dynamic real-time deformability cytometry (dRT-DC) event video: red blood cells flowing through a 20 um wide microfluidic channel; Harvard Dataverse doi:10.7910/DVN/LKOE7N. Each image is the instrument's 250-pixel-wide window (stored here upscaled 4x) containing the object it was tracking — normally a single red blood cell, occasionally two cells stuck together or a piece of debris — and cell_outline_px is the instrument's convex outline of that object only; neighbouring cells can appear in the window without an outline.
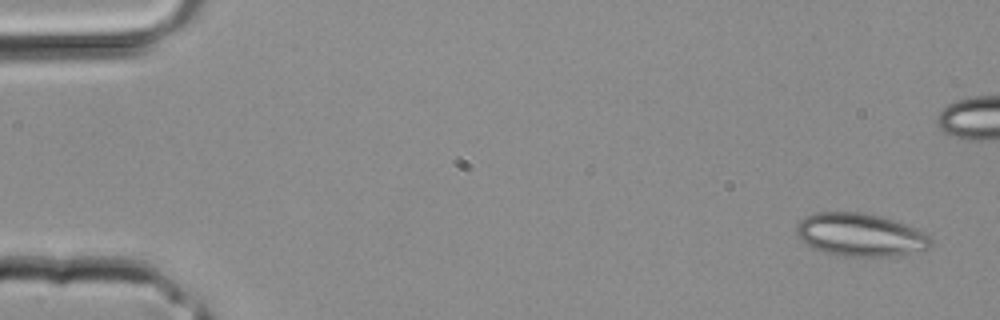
{"species": "common noctule bat (a hibernating species)", "species_latin": "Nyctalus noctula", "temperature_condition": "room temperature", "stored_images_in_passage": 4, "camera_frame_rate_fps": 3000, "um_per_image_px": 0.085, "animal": {"sex": "male", "body_mass_g": 20.4}, "frame": {"image": 1, "passage_image": 1, "time_ms": 0.0, "image_size_px": [1000, 320], "cell_outline_px": [[932, 244], [924, 252], [900, 256], [836, 256], [824, 252], [808, 244], [796, 236], [796, 224], [804, 216], [816, 212], [860, 212], [892, 220], [916, 228], [932, 236]], "centroid_in_image_um": [73.16, 19.98], "position_along_channel_um": 11.8, "area_um2": 33.99}}